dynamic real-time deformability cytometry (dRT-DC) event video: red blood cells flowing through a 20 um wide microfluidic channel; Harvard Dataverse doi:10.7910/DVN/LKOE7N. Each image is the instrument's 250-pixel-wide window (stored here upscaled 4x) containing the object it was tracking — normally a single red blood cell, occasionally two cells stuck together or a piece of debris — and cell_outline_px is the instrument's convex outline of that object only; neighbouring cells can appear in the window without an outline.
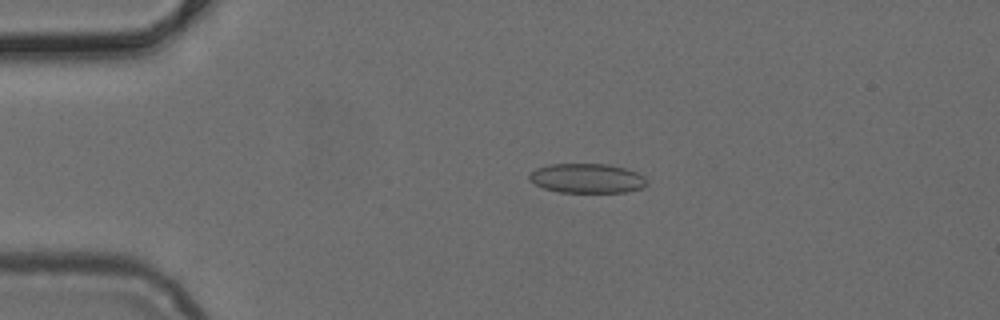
{"species": "common noctule bat (a hibernating species)", "species_latin": "Nyctalus noctula", "temperature_condition": "cold", "stored_images_in_passage": 50, "camera_frame_rate_fps": 3000, "um_per_image_px": 0.085, "animal": {"sex": "female", "body_mass_g": 24.6, "forearm_length_mm": 56.2}, "frame": {"image": 1, "passage_image": 11, "time_ms": 3.333, "image_size_px": [1000, 320], "cell_outline_px": [[644, 188], [624, 192], [560, 192], [544, 188], [528, 180], [528, 172], [536, 168], [548, 164], [608, 164], [624, 168], [636, 172], [644, 176]], "centroid_in_image_um": [49.83, 15.15], "position_along_channel_um": 35.2, "area_um2": 20.17}}
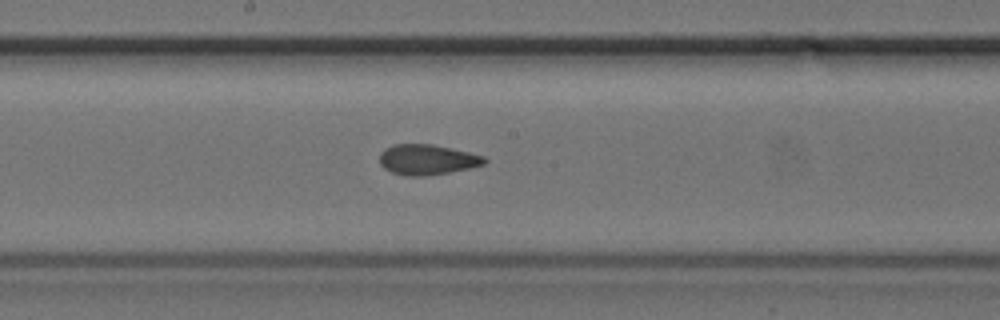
{"frame": {"image": 2, "passage_image": 27, "time_ms": 8.667, "image_size_px": [1000, 320], "cell_outline_px": [[488, 160], [484, 164], [468, 168], [448, 172], [424, 176], [404, 176], [392, 172], [384, 168], [380, 164], [380, 152], [384, 148], [392, 144], [432, 144], [468, 152], [484, 156]], "centroid_in_image_um": [36.27, 13.56], "position_along_channel_um": 211.9, "area_um2": 18.5}}
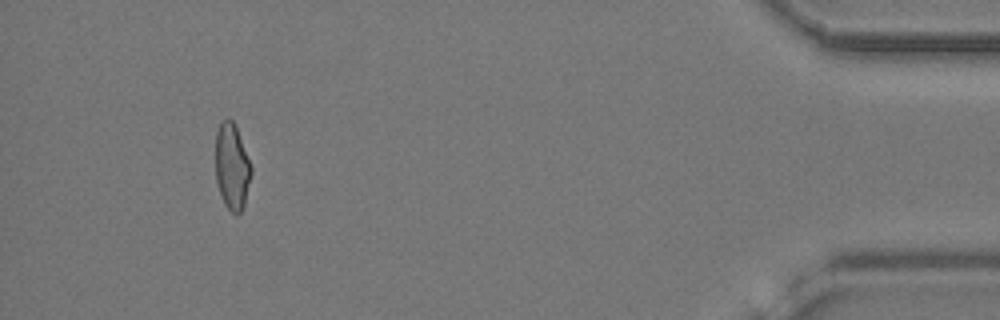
{"frame": {"image": 3, "passage_image": 47, "time_ms": 15.333, "image_size_px": [1000, 320], "cell_outline_px": [[252, 172], [244, 204], [240, 212], [236, 216], [224, 204], [216, 180], [216, 132], [220, 120], [228, 116], [232, 120], [236, 128], [252, 168]], "centroid_in_image_um": [19.7, 14.14], "position_along_channel_um": 415.5, "area_um2": 17.8}}